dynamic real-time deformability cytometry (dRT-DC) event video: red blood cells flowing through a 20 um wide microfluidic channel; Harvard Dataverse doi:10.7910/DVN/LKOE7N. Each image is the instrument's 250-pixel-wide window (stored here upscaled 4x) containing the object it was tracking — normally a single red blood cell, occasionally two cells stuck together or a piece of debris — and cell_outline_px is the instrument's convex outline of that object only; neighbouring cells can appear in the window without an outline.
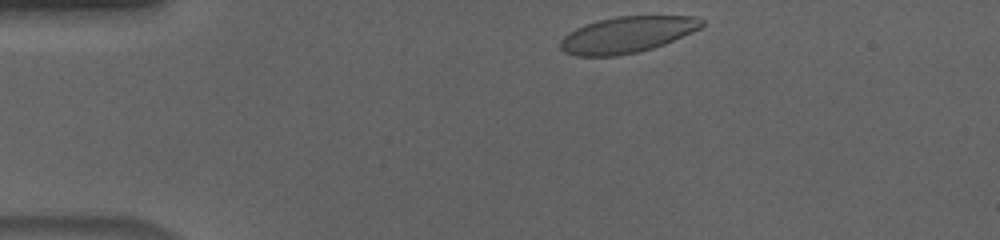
{"species": "human", "species_latin": "Homo sapiens", "temperature_condition": "cold", "stored_images_in_passage": 46, "camera_frame_rate_fps": 3000, "um_per_image_px": 0.085, "donor": {"sex": "male"}, "frame": {"image": 1, "passage_image": 1, "time_ms": 0.0, "image_size_px": [1000, 240], "cell_outline_px": [[704, 24], [700, 28], [692, 32], [664, 44], [640, 52], [616, 56], [576, 56], [564, 52], [560, 48], [560, 40], [568, 32], [584, 24], [616, 16], [696, 16], [704, 20]], "centroid_in_image_um": [53.29, 2.95], "position_along_channel_um": 31.7, "area_um2": 29.94}}
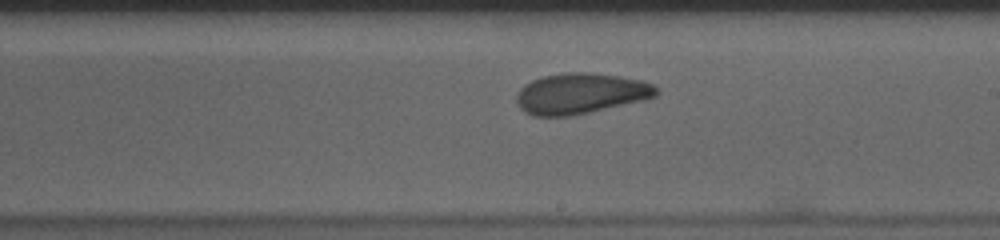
{"frame": {"image": 2, "passage_image": 23, "time_ms": 7.333, "image_size_px": [1000, 240], "cell_outline_px": [[660, 92], [656, 96], [648, 100], [572, 116], [532, 116], [524, 112], [520, 108], [516, 100], [516, 92], [524, 84], [532, 80], [544, 76], [572, 72], [592, 72], [620, 76], [640, 80], [652, 84], [660, 88]], "centroid_in_image_um": [49.39, 7.96], "position_along_channel_um": 239.6, "area_um2": 33.7}}
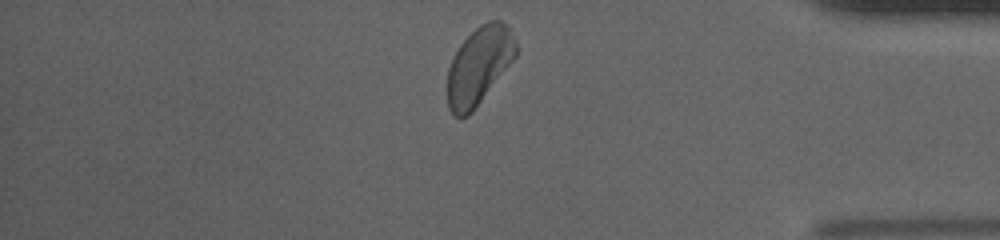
{"frame": {"image": 3, "passage_image": 38, "time_ms": 12.333, "image_size_px": [1000, 240], "cell_outline_px": [[516, 56], [472, 112], [468, 116], [460, 120], [448, 108], [448, 68], [460, 44], [480, 24], [488, 20], [500, 20], [508, 28], [516, 40]], "centroid_in_image_um": [40.71, 5.59], "position_along_channel_um": 394.5, "area_um2": 30.58}, "authors_computed_cell_mechanics": {"area_um2": 31.8478, "velocity_mm_per_s": 3.6159, "shape_relaxation_time_tau1_ms": 4.8568, "shape_relaxation_time_tau2_ms": 2.0275, "deformation_change_tau1": 0.1122, "deformation_change_tau2": 0.0546}}